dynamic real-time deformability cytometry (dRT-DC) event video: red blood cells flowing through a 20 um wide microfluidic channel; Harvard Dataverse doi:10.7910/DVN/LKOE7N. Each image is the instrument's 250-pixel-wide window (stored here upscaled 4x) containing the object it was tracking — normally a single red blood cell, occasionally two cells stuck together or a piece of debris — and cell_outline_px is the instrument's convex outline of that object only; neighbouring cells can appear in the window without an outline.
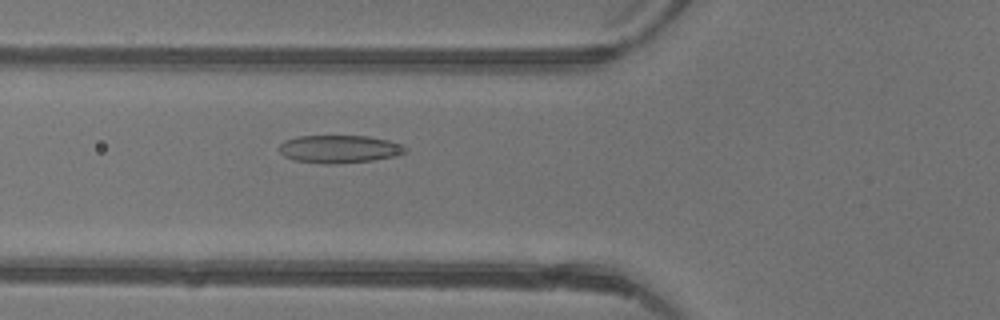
{"species": "common noctule bat (a hibernating species)", "species_latin": "Nyctalus noctula", "temperature_condition": "warm", "stored_images_in_passage": 47, "camera_frame_rate_fps": 3000, "um_per_image_px": 0.085, "animal": {"sex": "female"}, "frame": {"image": 1, "passage_image": 18, "time_ms": 5.667, "image_size_px": [1000, 320], "cell_outline_px": [[408, 152], [400, 156], [372, 160], [332, 164], [324, 164], [292, 160], [284, 156], [280, 152], [280, 144], [284, 140], [296, 136], [368, 136], [388, 140], [404, 144], [408, 148]], "centroid_in_image_um": [28.89, 12.67], "position_along_channel_um": 96.9, "area_um2": 20.81}}
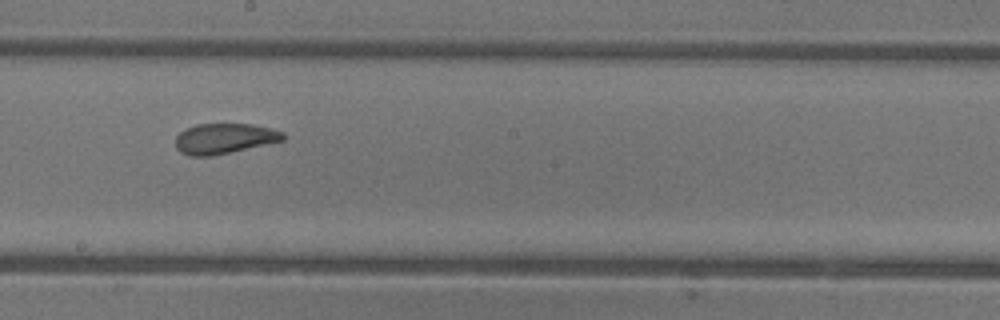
{"frame": {"image": 2, "passage_image": 27, "time_ms": 8.667, "image_size_px": [1000, 320], "cell_outline_px": [[284, 140], [212, 156], [188, 156], [180, 152], [176, 148], [176, 136], [180, 132], [196, 124], [252, 124], [284, 132]], "centroid_in_image_um": [19.03, 11.78], "position_along_channel_um": 229.2, "area_um2": 18.84}}
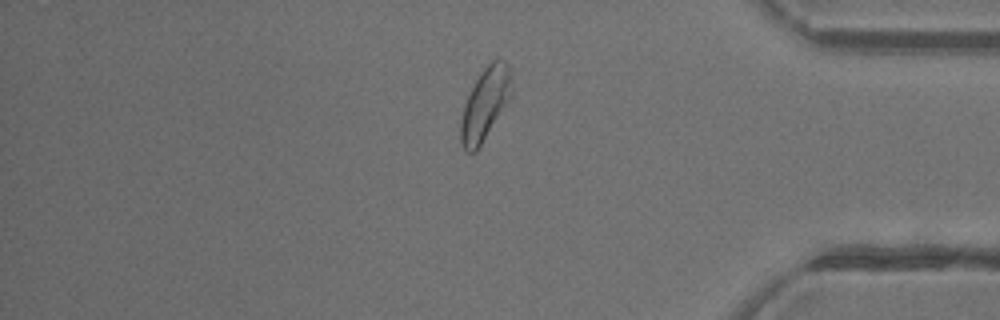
{"frame": {"image": 3, "passage_image": 40, "time_ms": 13.0, "image_size_px": [1000, 320], "cell_outline_px": [[512, 96], [476, 152], [468, 152], [460, 144], [460, 120], [464, 104], [480, 72], [492, 60], [504, 60], [508, 64], [512, 72]], "centroid_in_image_um": [41.25, 8.83], "position_along_channel_um": 394.0, "area_um2": 21.5}, "authors_computed_cell_mechanics": {"area_um2": 21.6172, "velocity_mm_per_s": 4.3916, "shape_relaxation_time_tau1_ms": 3.6699, "shape_relaxation_time_tau2_ms": 1.3433, "deformation_change_tau1": 0.1154, "deformation_change_tau2": 0.0598}}